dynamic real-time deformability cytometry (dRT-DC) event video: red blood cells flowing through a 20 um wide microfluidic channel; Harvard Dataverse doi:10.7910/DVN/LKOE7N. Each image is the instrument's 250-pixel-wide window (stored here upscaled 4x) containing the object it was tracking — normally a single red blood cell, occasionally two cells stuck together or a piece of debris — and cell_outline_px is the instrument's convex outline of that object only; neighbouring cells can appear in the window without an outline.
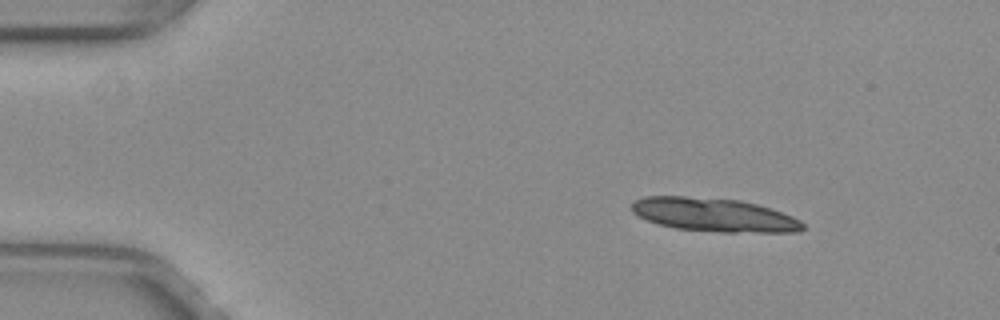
{"species": "common noctule bat (a hibernating species)", "species_latin": "Nyctalus noctula", "temperature_condition": "warm", "stored_images_in_passage": 10, "camera_frame_rate_fps": 3000, "um_per_image_px": 0.085, "animal": {"sex": "female", "body_mass_g": 29.2, "forearm_length_mm": 56.3}, "frame": {"image": 1, "passage_image": 1, "time_ms": 0.0, "image_size_px": [1000, 320], "cell_outline_px": [[804, 228], [800, 232], [720, 232], [676, 228], [660, 224], [648, 220], [632, 212], [632, 200], [644, 196], [684, 196], [740, 200], [756, 204], [792, 216], [800, 220], [804, 224]], "centroid_in_image_um": [60.68, 18.26], "position_along_channel_um": 24.3, "area_um2": 33.29}}